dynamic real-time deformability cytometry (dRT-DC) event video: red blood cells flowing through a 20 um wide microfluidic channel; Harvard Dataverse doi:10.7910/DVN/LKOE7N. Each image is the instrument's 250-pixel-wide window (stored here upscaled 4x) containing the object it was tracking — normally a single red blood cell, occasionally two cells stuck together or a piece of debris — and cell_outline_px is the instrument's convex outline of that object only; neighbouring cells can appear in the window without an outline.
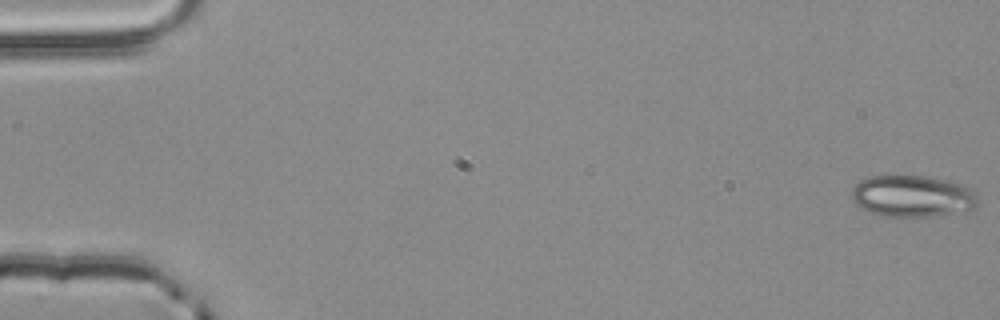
{"species": "common noctule bat (a hibernating species)", "species_latin": "Nyctalus noctula", "temperature_condition": "room temperature", "stored_images_in_passage": 55, "camera_frame_rate_fps": 3000, "um_per_image_px": 0.085, "animal": {"sex": "male", "body_mass_g": 20.4}, "frame": {"image": 1, "passage_image": 1, "time_ms": 0.0, "image_size_px": [1000, 320], "cell_outline_px": [[980, 204], [976, 208], [932, 216], [884, 216], [868, 212], [856, 204], [852, 200], [852, 188], [860, 180], [872, 176], [924, 176], [960, 184], [972, 188], [976, 192], [980, 200]], "centroid_in_image_um": [77.58, 16.68], "position_along_channel_um": 7.4, "area_um2": 30.58}}
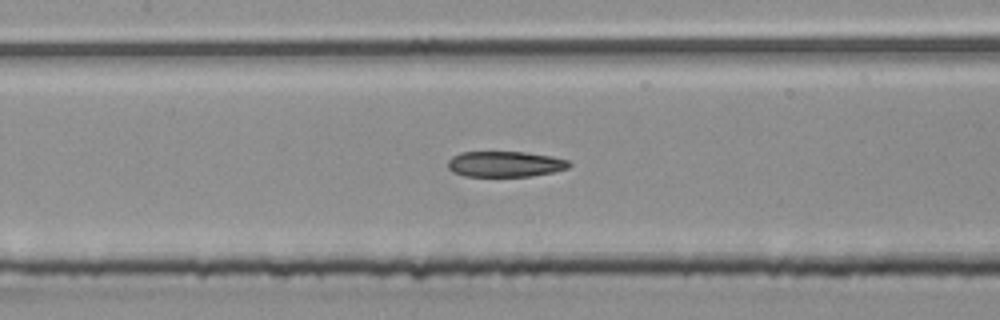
{"frame": {"image": 2, "passage_image": 26, "time_ms": 8.333, "image_size_px": [1000, 320], "cell_outline_px": [[572, 164], [568, 168], [552, 172], [532, 176], [464, 176], [452, 172], [448, 168], [448, 160], [452, 156], [460, 152], [524, 152], [552, 156], [568, 160]], "centroid_in_image_um": [42.92, 13.94], "position_along_channel_um": 164.5, "area_um2": 18.21}}
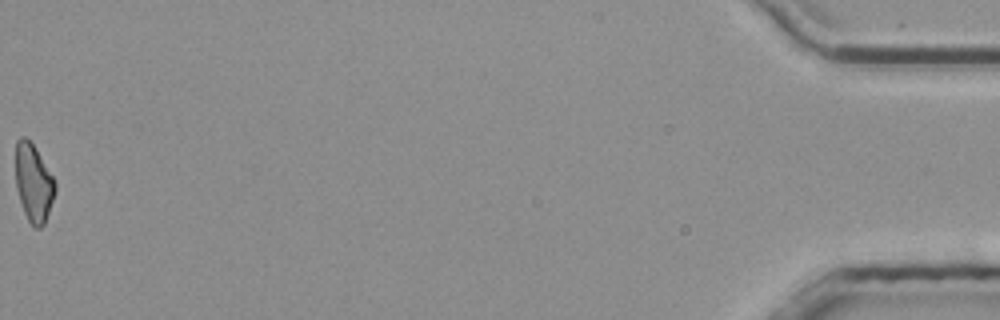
{"frame": {"image": 3, "passage_image": 55, "time_ms": 18.0, "image_size_px": [1000, 320], "cell_outline_px": [[56, 192], [44, 224], [40, 228], [32, 228], [24, 212], [16, 188], [16, 140], [20, 136], [24, 136], [36, 148], [52, 176], [56, 184]], "centroid_in_image_um": [2.85, 15.56], "position_along_channel_um": 432.4, "area_um2": 17.86}}